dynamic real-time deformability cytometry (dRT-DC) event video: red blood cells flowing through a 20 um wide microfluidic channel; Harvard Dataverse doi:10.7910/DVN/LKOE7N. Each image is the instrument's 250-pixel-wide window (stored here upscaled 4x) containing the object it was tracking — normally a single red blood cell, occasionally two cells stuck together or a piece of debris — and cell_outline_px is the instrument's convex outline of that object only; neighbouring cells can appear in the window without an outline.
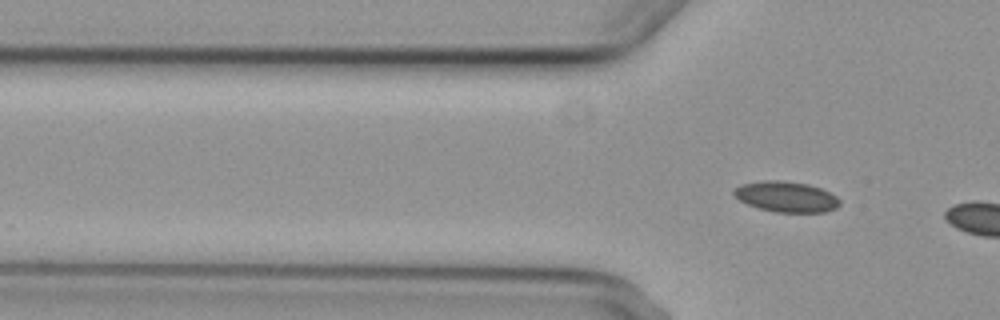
{"species": "common noctule bat (a hibernating species)", "species_latin": "Nyctalus noctula", "temperature_condition": "cold", "stored_images_in_passage": 4, "camera_frame_rate_fps": 3000, "um_per_image_px": 0.085, "animal": {"sex": "female", "body_mass_g": 29.2, "forearm_length_mm": 56.3}, "frame": {"image": 1, "passage_image": 4, "time_ms": 4.333, "image_size_px": [1000, 320], "cell_outline_px": [[840, 204], [836, 208], [824, 212], [776, 212], [760, 208], [748, 204], [740, 200], [732, 192], [740, 184], [764, 180], [784, 180], [808, 184], [820, 188], [836, 196], [840, 200]], "centroid_in_image_um": [66.84, 16.71], "position_along_channel_um": 59.0, "area_um2": 18.79}}